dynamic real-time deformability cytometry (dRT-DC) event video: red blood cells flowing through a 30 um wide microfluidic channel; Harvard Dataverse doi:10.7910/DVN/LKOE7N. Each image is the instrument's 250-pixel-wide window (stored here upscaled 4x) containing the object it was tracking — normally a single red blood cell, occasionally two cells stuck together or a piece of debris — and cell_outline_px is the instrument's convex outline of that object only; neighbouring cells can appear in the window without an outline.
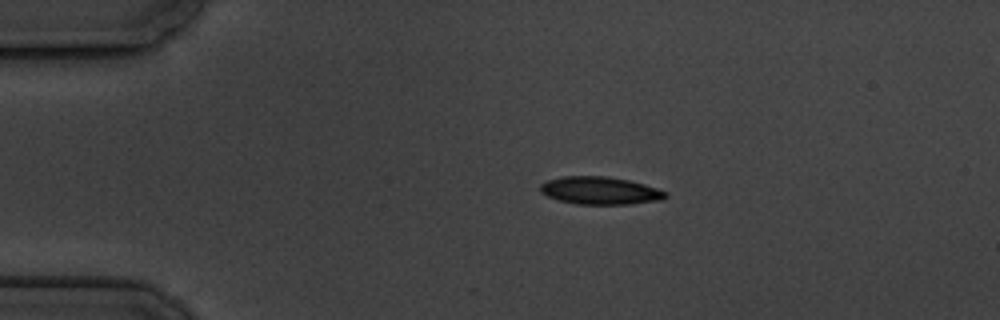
{"species": "common noctule bat (a hibernating species)", "species_latin": "Nyctalus noctula", "temperature_condition": "cold", "stored_images_in_passage": 4, "camera_frame_rate_fps": 3000, "um_per_image_px": 0.085, "animal": {"sex": "male", "body_mass_g": 19.5, "forearm_length_mm": 54.6}, "frame": {"image": 1, "passage_image": 1, "time_ms": 0.0, "image_size_px": [1000, 320], "cell_outline_px": [[668, 196], [660, 200], [628, 204], [576, 204], [560, 200], [548, 196], [540, 192], [540, 184], [548, 180], [560, 176], [608, 176], [628, 180], [644, 184], [668, 192]], "centroid_in_image_um": [51.0, 16.19], "position_along_channel_um": 34.0, "area_um2": 20.17}}
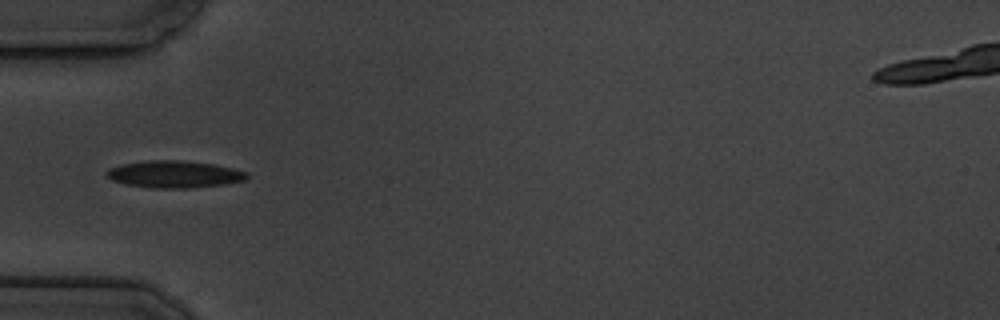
{"frame": {"image": 2, "passage_image": 3, "time_ms": 2.333, "image_size_px": [1000, 320], "cell_outline_px": [[248, 176], [244, 180], [224, 184], [192, 188], [152, 188], [124, 184], [112, 180], [104, 172], [108, 168], [120, 164], [148, 160], [180, 160], [216, 164], [248, 172]], "centroid_in_image_um": [14.79, 14.8], "position_along_channel_um": 70.2, "area_um2": 22.31}}